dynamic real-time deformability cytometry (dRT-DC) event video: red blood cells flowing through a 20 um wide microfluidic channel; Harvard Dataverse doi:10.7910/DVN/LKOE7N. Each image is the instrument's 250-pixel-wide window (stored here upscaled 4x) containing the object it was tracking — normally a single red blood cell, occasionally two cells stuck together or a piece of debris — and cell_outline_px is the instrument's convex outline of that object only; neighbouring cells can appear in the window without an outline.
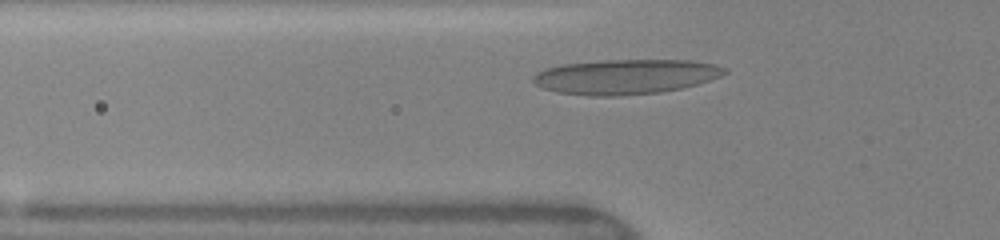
{"species": "human", "species_latin": "Homo sapiens", "temperature_condition": "warm", "stored_images_in_passage": 28, "camera_frame_rate_fps": 3000, "um_per_image_px": 0.085, "donor": {"sex": "female"}, "frame": {"image": 1, "passage_image": 2, "time_ms": 0.333, "image_size_px": [1000, 240], "cell_outline_px": [[728, 72], [720, 76], [696, 84], [680, 88], [660, 92], [616, 96], [592, 96], [556, 92], [540, 88], [532, 80], [532, 76], [536, 72], [544, 68], [560, 64], [604, 60], [688, 60], [716, 64], [724, 68]], "centroid_in_image_um": [53.1, 6.51], "position_along_channel_um": 72.7, "area_um2": 39.02}}
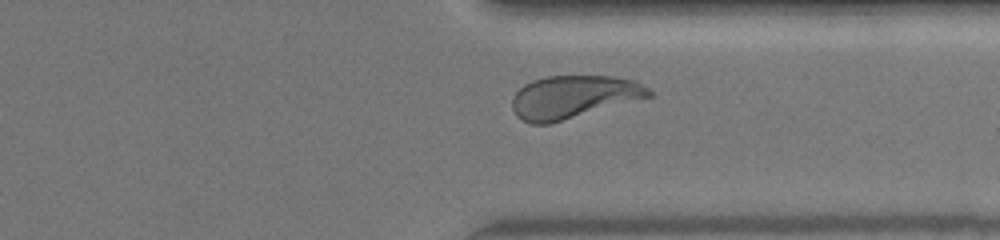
{"frame": {"image": 2, "passage_image": 23, "time_ms": 7.333, "image_size_px": [1000, 240], "cell_outline_px": [[652, 96], [548, 124], [532, 124], [516, 116], [512, 108], [512, 96], [524, 84], [532, 80], [548, 76], [616, 76], [632, 80], [648, 88], [652, 92]], "centroid_in_image_um": [48.71, 8.23], "position_along_channel_um": 362.7, "area_um2": 33.87}}
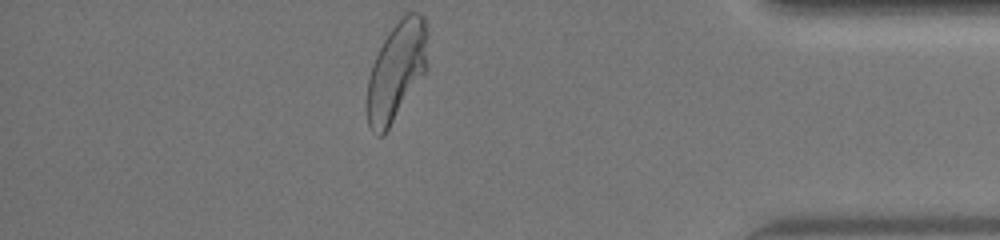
{"frame": {"image": 3, "passage_image": 28, "time_ms": 9.0, "image_size_px": [1000, 240], "cell_outline_px": [[428, 68], [384, 136], [376, 136], [372, 132], [368, 124], [364, 104], [368, 76], [372, 64], [388, 32], [400, 16], [404, 12], [416, 12], [424, 16], [428, 32]], "centroid_in_image_um": [33.69, 6.05], "position_along_channel_um": 401.5, "area_um2": 35.95}, "authors_computed_cell_mechanics": {"area_um2": 34.1887, "velocity_mm_per_s": 4.1339, "shape_relaxation_time_tau1_ms": 4.5812, "shape_relaxation_time_tau2_ms": null, "deformation_change_tau1": 0.2013, "deformation_change_tau2": null}}